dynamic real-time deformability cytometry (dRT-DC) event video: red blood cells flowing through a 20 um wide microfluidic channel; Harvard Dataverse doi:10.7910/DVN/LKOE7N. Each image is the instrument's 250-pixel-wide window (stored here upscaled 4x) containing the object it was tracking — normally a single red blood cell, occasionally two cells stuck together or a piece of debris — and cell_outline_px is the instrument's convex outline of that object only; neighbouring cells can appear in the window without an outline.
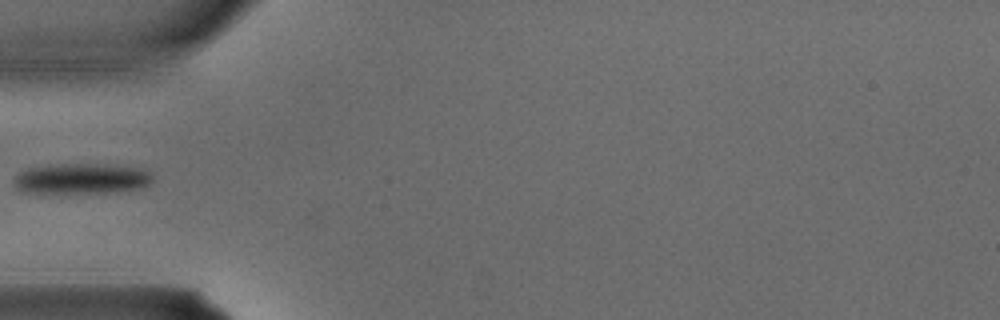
{"species": "common noctule bat (a hibernating species)", "species_latin": "Nyctalus noctula", "temperature_condition": "warm", "stored_images_in_passage": 3, "camera_frame_rate_fps": 3000, "um_per_image_px": 0.085, "animal": {"sex": "male", "body_mass_g": 15.6}, "frame": {"image": 1, "passage_image": 3, "time_ms": 0.667, "image_size_px": [1000, 320], "cell_outline_px": [[152, 180], [148, 184], [140, 188], [116, 192], [20, 192], [16, 188], [16, 176], [20, 172], [28, 168], [48, 164], [96, 164], [144, 168], [152, 172]], "centroid_in_image_um": [6.96, 15.17], "position_along_channel_um": 78.0, "area_um2": 24.51}}